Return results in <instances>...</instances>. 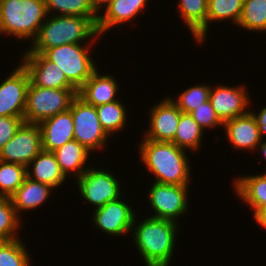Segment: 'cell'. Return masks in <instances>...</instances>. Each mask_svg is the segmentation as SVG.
Returning a JSON list of instances; mask_svg holds the SVG:
<instances>
[{
	"label": "cell",
	"instance_id": "obj_37",
	"mask_svg": "<svg viewBox=\"0 0 266 266\" xmlns=\"http://www.w3.org/2000/svg\"><path fill=\"white\" fill-rule=\"evenodd\" d=\"M253 220L257 222L259 226L266 230V207L262 208L254 217Z\"/></svg>",
	"mask_w": 266,
	"mask_h": 266
},
{
	"label": "cell",
	"instance_id": "obj_32",
	"mask_svg": "<svg viewBox=\"0 0 266 266\" xmlns=\"http://www.w3.org/2000/svg\"><path fill=\"white\" fill-rule=\"evenodd\" d=\"M22 221L15 212L11 198L0 197V238L3 241L19 239L17 231L21 230Z\"/></svg>",
	"mask_w": 266,
	"mask_h": 266
},
{
	"label": "cell",
	"instance_id": "obj_5",
	"mask_svg": "<svg viewBox=\"0 0 266 266\" xmlns=\"http://www.w3.org/2000/svg\"><path fill=\"white\" fill-rule=\"evenodd\" d=\"M91 48L93 44H64L46 49L42 55L57 64L67 80L79 90L99 68L94 55L90 53Z\"/></svg>",
	"mask_w": 266,
	"mask_h": 266
},
{
	"label": "cell",
	"instance_id": "obj_13",
	"mask_svg": "<svg viewBox=\"0 0 266 266\" xmlns=\"http://www.w3.org/2000/svg\"><path fill=\"white\" fill-rule=\"evenodd\" d=\"M246 87L244 84L211 86L209 101L223 123L247 114L252 108L249 107L252 100Z\"/></svg>",
	"mask_w": 266,
	"mask_h": 266
},
{
	"label": "cell",
	"instance_id": "obj_33",
	"mask_svg": "<svg viewBox=\"0 0 266 266\" xmlns=\"http://www.w3.org/2000/svg\"><path fill=\"white\" fill-rule=\"evenodd\" d=\"M22 238L0 242V266H31L32 255Z\"/></svg>",
	"mask_w": 266,
	"mask_h": 266
},
{
	"label": "cell",
	"instance_id": "obj_18",
	"mask_svg": "<svg viewBox=\"0 0 266 266\" xmlns=\"http://www.w3.org/2000/svg\"><path fill=\"white\" fill-rule=\"evenodd\" d=\"M99 70L98 68L78 90V96L94 107L119 100L121 87L114 75L102 74Z\"/></svg>",
	"mask_w": 266,
	"mask_h": 266
},
{
	"label": "cell",
	"instance_id": "obj_21",
	"mask_svg": "<svg viewBox=\"0 0 266 266\" xmlns=\"http://www.w3.org/2000/svg\"><path fill=\"white\" fill-rule=\"evenodd\" d=\"M55 188L38 181L32 180L26 177L22 185L16 190V192L10 197L15 208L17 216L22 220L21 213H27L26 211L36 210L41 207L53 194ZM47 200V201H46Z\"/></svg>",
	"mask_w": 266,
	"mask_h": 266
},
{
	"label": "cell",
	"instance_id": "obj_34",
	"mask_svg": "<svg viewBox=\"0 0 266 266\" xmlns=\"http://www.w3.org/2000/svg\"><path fill=\"white\" fill-rule=\"evenodd\" d=\"M190 114L205 131H207V129L217 130L219 127H223L224 123L216 114L209 100L195 108Z\"/></svg>",
	"mask_w": 266,
	"mask_h": 266
},
{
	"label": "cell",
	"instance_id": "obj_14",
	"mask_svg": "<svg viewBox=\"0 0 266 266\" xmlns=\"http://www.w3.org/2000/svg\"><path fill=\"white\" fill-rule=\"evenodd\" d=\"M29 83V73L19 62L0 83V116L24 117Z\"/></svg>",
	"mask_w": 266,
	"mask_h": 266
},
{
	"label": "cell",
	"instance_id": "obj_11",
	"mask_svg": "<svg viewBox=\"0 0 266 266\" xmlns=\"http://www.w3.org/2000/svg\"><path fill=\"white\" fill-rule=\"evenodd\" d=\"M41 151L42 140L39 125L23 123L15 135L2 147L0 160L27 167Z\"/></svg>",
	"mask_w": 266,
	"mask_h": 266
},
{
	"label": "cell",
	"instance_id": "obj_19",
	"mask_svg": "<svg viewBox=\"0 0 266 266\" xmlns=\"http://www.w3.org/2000/svg\"><path fill=\"white\" fill-rule=\"evenodd\" d=\"M41 130L42 150L53 152L74 139L71 111L59 113L38 124Z\"/></svg>",
	"mask_w": 266,
	"mask_h": 266
},
{
	"label": "cell",
	"instance_id": "obj_16",
	"mask_svg": "<svg viewBox=\"0 0 266 266\" xmlns=\"http://www.w3.org/2000/svg\"><path fill=\"white\" fill-rule=\"evenodd\" d=\"M223 128L226 140L234 150L254 152L262 141L256 119L250 111L224 122Z\"/></svg>",
	"mask_w": 266,
	"mask_h": 266
},
{
	"label": "cell",
	"instance_id": "obj_24",
	"mask_svg": "<svg viewBox=\"0 0 266 266\" xmlns=\"http://www.w3.org/2000/svg\"><path fill=\"white\" fill-rule=\"evenodd\" d=\"M32 169V170H31ZM27 177L53 188H62L67 178L62 173L53 152L42 150L27 166Z\"/></svg>",
	"mask_w": 266,
	"mask_h": 266
},
{
	"label": "cell",
	"instance_id": "obj_30",
	"mask_svg": "<svg viewBox=\"0 0 266 266\" xmlns=\"http://www.w3.org/2000/svg\"><path fill=\"white\" fill-rule=\"evenodd\" d=\"M27 177V167L0 160V197H11Z\"/></svg>",
	"mask_w": 266,
	"mask_h": 266
},
{
	"label": "cell",
	"instance_id": "obj_3",
	"mask_svg": "<svg viewBox=\"0 0 266 266\" xmlns=\"http://www.w3.org/2000/svg\"><path fill=\"white\" fill-rule=\"evenodd\" d=\"M99 36L97 25L90 18L48 15L25 52L42 54L46 49L64 44H94L98 43Z\"/></svg>",
	"mask_w": 266,
	"mask_h": 266
},
{
	"label": "cell",
	"instance_id": "obj_12",
	"mask_svg": "<svg viewBox=\"0 0 266 266\" xmlns=\"http://www.w3.org/2000/svg\"><path fill=\"white\" fill-rule=\"evenodd\" d=\"M149 108V126L143 131L142 137L156 142H172L183 112L170 99L169 95Z\"/></svg>",
	"mask_w": 266,
	"mask_h": 266
},
{
	"label": "cell",
	"instance_id": "obj_35",
	"mask_svg": "<svg viewBox=\"0 0 266 266\" xmlns=\"http://www.w3.org/2000/svg\"><path fill=\"white\" fill-rule=\"evenodd\" d=\"M24 123V117L0 116V151Z\"/></svg>",
	"mask_w": 266,
	"mask_h": 266
},
{
	"label": "cell",
	"instance_id": "obj_20",
	"mask_svg": "<svg viewBox=\"0 0 266 266\" xmlns=\"http://www.w3.org/2000/svg\"><path fill=\"white\" fill-rule=\"evenodd\" d=\"M232 189L241 200V204L251 208L255 216L262 208L266 207V172L256 175H242L233 178Z\"/></svg>",
	"mask_w": 266,
	"mask_h": 266
},
{
	"label": "cell",
	"instance_id": "obj_9",
	"mask_svg": "<svg viewBox=\"0 0 266 266\" xmlns=\"http://www.w3.org/2000/svg\"><path fill=\"white\" fill-rule=\"evenodd\" d=\"M69 110L74 123V139L91 153L106 150L109 138L99 121L96 107L87 104L78 95L72 100Z\"/></svg>",
	"mask_w": 266,
	"mask_h": 266
},
{
	"label": "cell",
	"instance_id": "obj_36",
	"mask_svg": "<svg viewBox=\"0 0 266 266\" xmlns=\"http://www.w3.org/2000/svg\"><path fill=\"white\" fill-rule=\"evenodd\" d=\"M250 112L256 119L261 138H266V106L261 108L258 113H256V111L254 112V110L252 109L250 110Z\"/></svg>",
	"mask_w": 266,
	"mask_h": 266
},
{
	"label": "cell",
	"instance_id": "obj_10",
	"mask_svg": "<svg viewBox=\"0 0 266 266\" xmlns=\"http://www.w3.org/2000/svg\"><path fill=\"white\" fill-rule=\"evenodd\" d=\"M124 199V195L115 201H110L103 207L93 209L92 224L96 229L108 236L123 237L131 233V228L138 210Z\"/></svg>",
	"mask_w": 266,
	"mask_h": 266
},
{
	"label": "cell",
	"instance_id": "obj_6",
	"mask_svg": "<svg viewBox=\"0 0 266 266\" xmlns=\"http://www.w3.org/2000/svg\"><path fill=\"white\" fill-rule=\"evenodd\" d=\"M78 95L76 88H44L29 83L24 110V123L39 124L45 119L69 110Z\"/></svg>",
	"mask_w": 266,
	"mask_h": 266
},
{
	"label": "cell",
	"instance_id": "obj_4",
	"mask_svg": "<svg viewBox=\"0 0 266 266\" xmlns=\"http://www.w3.org/2000/svg\"><path fill=\"white\" fill-rule=\"evenodd\" d=\"M47 16L45 0H0V36L32 42Z\"/></svg>",
	"mask_w": 266,
	"mask_h": 266
},
{
	"label": "cell",
	"instance_id": "obj_39",
	"mask_svg": "<svg viewBox=\"0 0 266 266\" xmlns=\"http://www.w3.org/2000/svg\"><path fill=\"white\" fill-rule=\"evenodd\" d=\"M257 152H260L261 155H263L262 157L266 160V139H262L261 143L257 146L256 148ZM264 172H266V170H264Z\"/></svg>",
	"mask_w": 266,
	"mask_h": 266
},
{
	"label": "cell",
	"instance_id": "obj_22",
	"mask_svg": "<svg viewBox=\"0 0 266 266\" xmlns=\"http://www.w3.org/2000/svg\"><path fill=\"white\" fill-rule=\"evenodd\" d=\"M207 2L208 0H179L178 17L188 28L197 45L207 42Z\"/></svg>",
	"mask_w": 266,
	"mask_h": 266
},
{
	"label": "cell",
	"instance_id": "obj_8",
	"mask_svg": "<svg viewBox=\"0 0 266 266\" xmlns=\"http://www.w3.org/2000/svg\"><path fill=\"white\" fill-rule=\"evenodd\" d=\"M147 190L150 217L171 220L177 223L189 209L190 185H171L154 182Z\"/></svg>",
	"mask_w": 266,
	"mask_h": 266
},
{
	"label": "cell",
	"instance_id": "obj_29",
	"mask_svg": "<svg viewBox=\"0 0 266 266\" xmlns=\"http://www.w3.org/2000/svg\"><path fill=\"white\" fill-rule=\"evenodd\" d=\"M238 26L249 33H266V0H244Z\"/></svg>",
	"mask_w": 266,
	"mask_h": 266
},
{
	"label": "cell",
	"instance_id": "obj_15",
	"mask_svg": "<svg viewBox=\"0 0 266 266\" xmlns=\"http://www.w3.org/2000/svg\"><path fill=\"white\" fill-rule=\"evenodd\" d=\"M19 62L28 71L30 81L35 86L44 88H75L66 78L62 69L57 64L47 60L41 53H26Z\"/></svg>",
	"mask_w": 266,
	"mask_h": 266
},
{
	"label": "cell",
	"instance_id": "obj_26",
	"mask_svg": "<svg viewBox=\"0 0 266 266\" xmlns=\"http://www.w3.org/2000/svg\"><path fill=\"white\" fill-rule=\"evenodd\" d=\"M125 106L121 100H116L96 107L101 126L110 137L112 134L125 131L128 123V110Z\"/></svg>",
	"mask_w": 266,
	"mask_h": 266
},
{
	"label": "cell",
	"instance_id": "obj_27",
	"mask_svg": "<svg viewBox=\"0 0 266 266\" xmlns=\"http://www.w3.org/2000/svg\"><path fill=\"white\" fill-rule=\"evenodd\" d=\"M45 3L48 15L82 16L98 23L99 14L91 0H45Z\"/></svg>",
	"mask_w": 266,
	"mask_h": 266
},
{
	"label": "cell",
	"instance_id": "obj_23",
	"mask_svg": "<svg viewBox=\"0 0 266 266\" xmlns=\"http://www.w3.org/2000/svg\"><path fill=\"white\" fill-rule=\"evenodd\" d=\"M53 153L62 173L67 179L72 173L74 182L90 167V164L87 166V162L89 163L88 160L93 154L75 139L65 143Z\"/></svg>",
	"mask_w": 266,
	"mask_h": 266
},
{
	"label": "cell",
	"instance_id": "obj_28",
	"mask_svg": "<svg viewBox=\"0 0 266 266\" xmlns=\"http://www.w3.org/2000/svg\"><path fill=\"white\" fill-rule=\"evenodd\" d=\"M244 0H208L207 2V35L210 31L209 25L229 20L237 26L243 8ZM209 30V31H208Z\"/></svg>",
	"mask_w": 266,
	"mask_h": 266
},
{
	"label": "cell",
	"instance_id": "obj_25",
	"mask_svg": "<svg viewBox=\"0 0 266 266\" xmlns=\"http://www.w3.org/2000/svg\"><path fill=\"white\" fill-rule=\"evenodd\" d=\"M203 133L205 134L204 129L199 126L191 114L182 113L172 143L183 150L196 153L202 148L203 136H205Z\"/></svg>",
	"mask_w": 266,
	"mask_h": 266
},
{
	"label": "cell",
	"instance_id": "obj_31",
	"mask_svg": "<svg viewBox=\"0 0 266 266\" xmlns=\"http://www.w3.org/2000/svg\"><path fill=\"white\" fill-rule=\"evenodd\" d=\"M211 86L206 82L201 84H194L189 88H185L176 98L173 95L170 99L177 105V107L186 114H190L195 108L207 102L210 96Z\"/></svg>",
	"mask_w": 266,
	"mask_h": 266
},
{
	"label": "cell",
	"instance_id": "obj_17",
	"mask_svg": "<svg viewBox=\"0 0 266 266\" xmlns=\"http://www.w3.org/2000/svg\"><path fill=\"white\" fill-rule=\"evenodd\" d=\"M149 0H113L99 15L97 31L100 36L119 28L120 25L131 23L142 14ZM118 26V27H116ZM105 33V34H104Z\"/></svg>",
	"mask_w": 266,
	"mask_h": 266
},
{
	"label": "cell",
	"instance_id": "obj_7",
	"mask_svg": "<svg viewBox=\"0 0 266 266\" xmlns=\"http://www.w3.org/2000/svg\"><path fill=\"white\" fill-rule=\"evenodd\" d=\"M107 168L90 166L78 179L75 184L79 188L80 197L92 205L94 209L103 207L110 201H115L123 196L118 176ZM123 193V194H122Z\"/></svg>",
	"mask_w": 266,
	"mask_h": 266
},
{
	"label": "cell",
	"instance_id": "obj_1",
	"mask_svg": "<svg viewBox=\"0 0 266 266\" xmlns=\"http://www.w3.org/2000/svg\"><path fill=\"white\" fill-rule=\"evenodd\" d=\"M148 217H135L130 236L145 266H171L176 250L177 222ZM139 218V219H138Z\"/></svg>",
	"mask_w": 266,
	"mask_h": 266
},
{
	"label": "cell",
	"instance_id": "obj_2",
	"mask_svg": "<svg viewBox=\"0 0 266 266\" xmlns=\"http://www.w3.org/2000/svg\"><path fill=\"white\" fill-rule=\"evenodd\" d=\"M139 142V157L146 170L154 176V182L190 185L192 170L186 150L172 142H156L143 137Z\"/></svg>",
	"mask_w": 266,
	"mask_h": 266
},
{
	"label": "cell",
	"instance_id": "obj_38",
	"mask_svg": "<svg viewBox=\"0 0 266 266\" xmlns=\"http://www.w3.org/2000/svg\"><path fill=\"white\" fill-rule=\"evenodd\" d=\"M113 0H91L94 10L100 15V12L112 2ZM102 8V9H101Z\"/></svg>",
	"mask_w": 266,
	"mask_h": 266
}]
</instances>
